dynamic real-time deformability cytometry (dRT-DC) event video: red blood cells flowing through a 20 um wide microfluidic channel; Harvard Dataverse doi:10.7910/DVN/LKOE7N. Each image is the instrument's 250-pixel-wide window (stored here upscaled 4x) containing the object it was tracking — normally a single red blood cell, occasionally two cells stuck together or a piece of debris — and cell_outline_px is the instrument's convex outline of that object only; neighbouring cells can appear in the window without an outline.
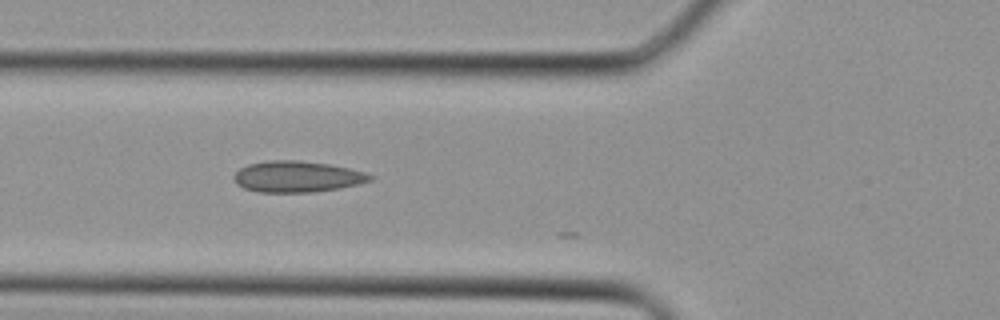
{"species": "Egyptian fruit bat (a non-hibernating species)", "species_latin": "Rousettus aegyptiacus", "temperature_condition": "cold", "stored_images_in_passage": 6, "camera_frame_rate_fps": 3000, "um_per_image_px": 0.085, "animal": {"sex": "female"}, "frame": {"image": 1, "passage_image": 3, "time_ms": 0.667, "image_size_px": [1000, 320], "cell_outline_px": [[376, 176], [372, 180], [360, 184], [340, 188], [312, 192], [260, 192], [244, 188], [236, 184], [232, 176], [240, 168], [248, 164], [272, 160], [300, 160], [328, 164], [348, 168], [364, 172]], "centroid_in_image_um": [25.27, 15.01], "position_along_channel_um": 100.5, "area_um2": 24.8}}
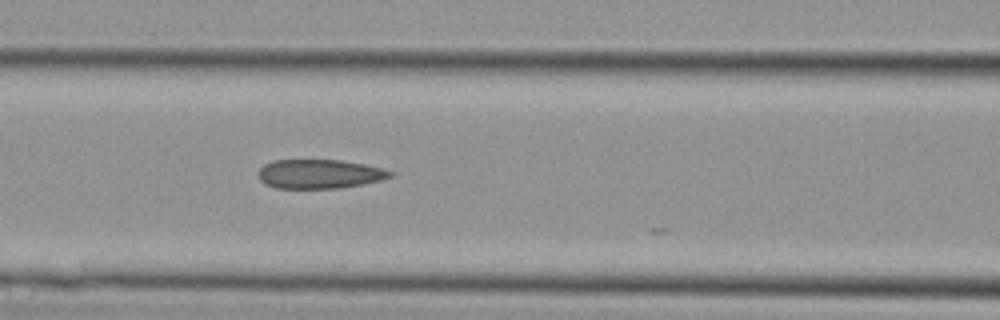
{"frame": {"image": 2, "passage_image": 5, "time_ms": 1.333, "image_size_px": [1000, 320], "cell_outline_px": [[396, 172], [392, 176], [380, 180], [364, 184], [340, 188], [276, 188], [264, 184], [260, 180], [260, 168], [264, 164], [272, 160], [340, 160], [364, 164], [384, 168]], "centroid_in_image_um": [27.19, 14.78], "position_along_channel_um": 139.4, "area_um2": 22.48}}